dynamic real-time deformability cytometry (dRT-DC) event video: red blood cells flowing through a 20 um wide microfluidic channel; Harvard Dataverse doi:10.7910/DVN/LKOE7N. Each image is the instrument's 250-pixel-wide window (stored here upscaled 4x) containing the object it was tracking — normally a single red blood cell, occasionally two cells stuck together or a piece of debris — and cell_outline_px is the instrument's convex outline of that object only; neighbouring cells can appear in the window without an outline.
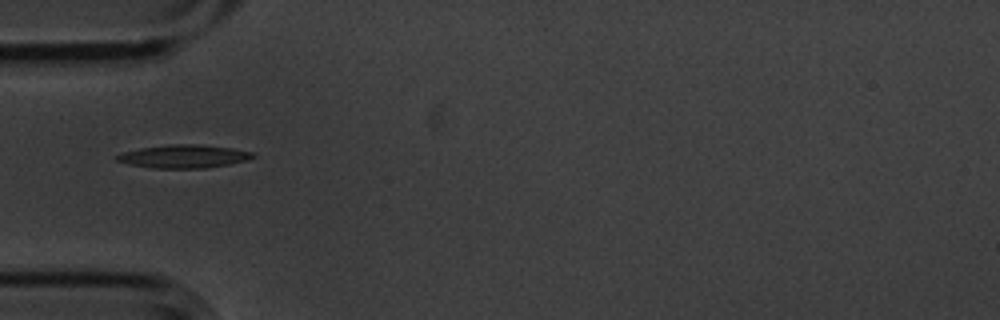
{"species": "common noctule bat (a hibernating species)", "species_latin": "Nyctalus noctula", "temperature_condition": "cold", "stored_images_in_passage": 3, "camera_frame_rate_fps": 3000, "um_per_image_px": 0.085, "animal": {"sex": "male", "body_mass_g": 20.1, "forearm_length_mm": 53.5}, "frame": {"image": 1, "passage_image": 1, "time_ms": 0.0, "image_size_px": [1000, 320], "cell_outline_px": [[256, 156], [248, 160], [228, 164], [204, 168], [152, 168], [128, 164], [116, 160], [112, 156], [124, 152], [140, 148], [168, 144], [200, 144], [232, 148], [252, 152]], "centroid_in_image_um": [15.59, 13.28], "position_along_channel_um": 69.4, "area_um2": 18.44}}
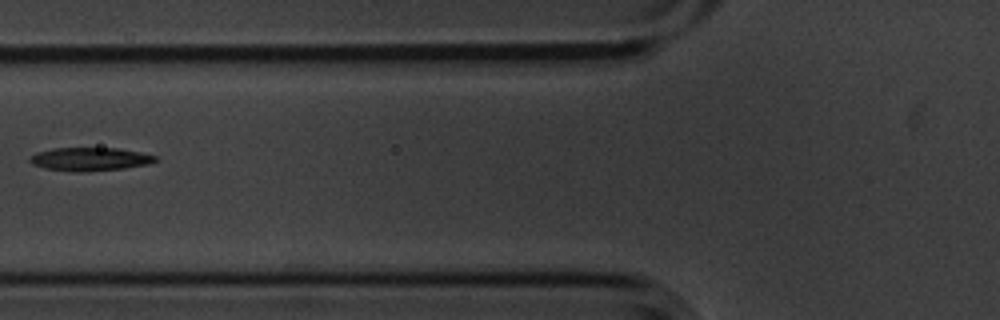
{"frame": {"image": 2, "passage_image": 2, "time_ms": 0.333, "image_size_px": [1000, 320], "cell_outline_px": [[160, 160], [148, 164], [124, 168], [80, 172], [44, 168], [32, 164], [28, 160], [36, 152], [52, 148], [120, 148], [140, 152], [156, 156]], "centroid_in_image_um": [7.66, 13.52], "position_along_channel_um": 118.1, "area_um2": 17.05}}
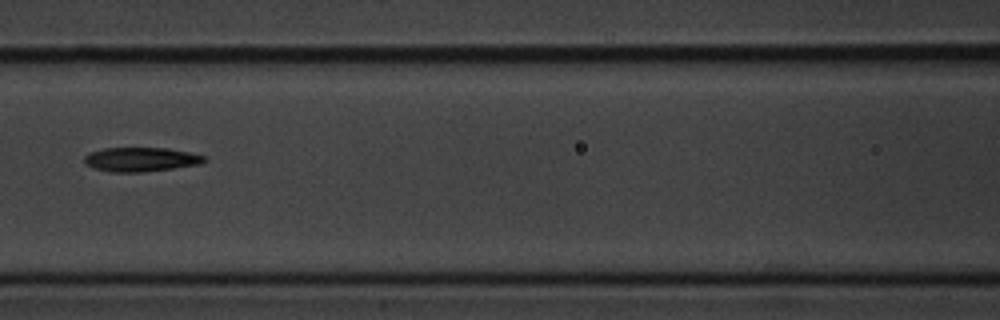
{"frame": {"image": 3, "passage_image": 3, "time_ms": 0.667, "image_size_px": [1000, 320], "cell_outline_px": [[208, 160], [200, 164], [144, 172], [112, 172], [92, 168], [84, 164], [84, 156], [88, 152], [104, 148], [168, 148], [188, 152], [204, 156]], "centroid_in_image_um": [11.92, 13.55], "position_along_channel_um": 154.7, "area_um2": 16.99}}